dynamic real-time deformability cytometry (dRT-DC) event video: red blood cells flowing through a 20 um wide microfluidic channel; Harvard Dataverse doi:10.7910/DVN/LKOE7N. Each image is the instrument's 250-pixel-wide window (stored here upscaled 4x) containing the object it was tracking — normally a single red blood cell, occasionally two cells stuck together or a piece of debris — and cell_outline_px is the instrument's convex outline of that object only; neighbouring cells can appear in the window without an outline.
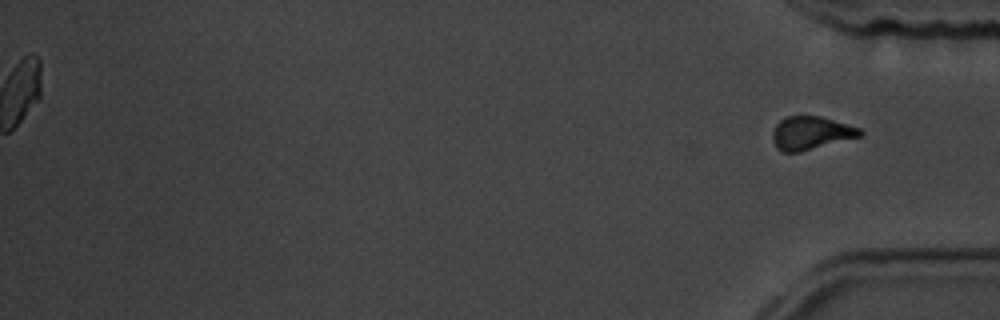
{"species": "common noctule bat (a hibernating species)", "species_latin": "Nyctalus noctula", "temperature_condition": "room temperature", "stored_images_in_passage": 51, "segment_of_instrument_passage": [2, 2], "camera_frame_rate_fps": 3000, "um_per_image_px": 0.085, "animal": {"sex": "male", "body_mass_g": 19.5, "forearm_length_mm": 54.6}, "frame": {"image": 1, "passage_image": 51, "time_ms": 16.667, "image_size_px": [1000, 320], "cell_outline_px": [[864, 136], [800, 152], [784, 152], [776, 148], [772, 140], [772, 132], [776, 124], [780, 120], [788, 116], [820, 116], [860, 128], [864, 132]], "centroid_in_image_um": [68.95, 11.32], "position_along_channel_um": 366.3, "area_um2": 17.11}}